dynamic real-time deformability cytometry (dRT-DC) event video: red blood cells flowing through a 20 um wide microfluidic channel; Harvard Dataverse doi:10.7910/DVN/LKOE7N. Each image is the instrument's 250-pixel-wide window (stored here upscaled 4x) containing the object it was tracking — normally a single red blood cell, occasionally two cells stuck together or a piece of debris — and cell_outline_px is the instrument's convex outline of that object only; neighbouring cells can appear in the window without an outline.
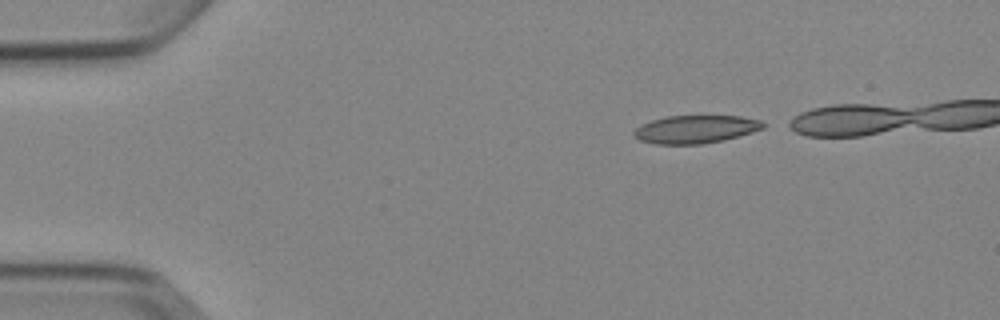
{"species": "Egyptian fruit bat (a non-hibernating species)", "species_latin": "Rousettus aegyptiacus", "temperature_condition": "cold", "stored_images_in_passage": 4, "camera_frame_rate_fps": 3000, "um_per_image_px": 0.085, "animal": {"sex": "female"}, "frame": {"image": 1, "passage_image": 1, "time_ms": 0.0, "image_size_px": [1000, 320], "cell_outline_px": [[764, 128], [752, 132], [724, 140], [704, 144], [656, 144], [640, 140], [632, 136], [632, 132], [640, 124], [652, 120], [668, 116], [740, 116], [760, 120], [764, 124]], "centroid_in_image_um": [59.09, 10.99], "position_along_channel_um": 25.9, "area_um2": 21.1}}